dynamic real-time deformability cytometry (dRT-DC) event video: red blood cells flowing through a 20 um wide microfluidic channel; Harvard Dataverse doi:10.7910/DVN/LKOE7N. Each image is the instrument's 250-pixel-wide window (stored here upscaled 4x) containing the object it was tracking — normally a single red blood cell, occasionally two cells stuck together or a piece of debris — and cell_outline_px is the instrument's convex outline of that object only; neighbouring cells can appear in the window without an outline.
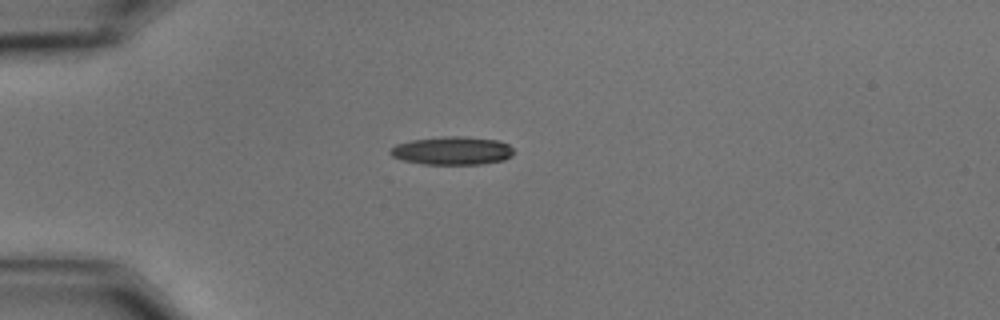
{"species": "common noctule bat (a hibernating species)", "species_latin": "Nyctalus noctula", "temperature_condition": "cold", "stored_images_in_passage": 35, "camera_frame_rate_fps": 3000, "um_per_image_px": 0.085, "animal": {"sex": "male", "body_mass_g": 15.6}, "frame": {"image": 1, "passage_image": 1, "time_ms": 0.0, "image_size_px": [1000, 320], "cell_outline_px": [[512, 156], [504, 160], [480, 164], [424, 164], [404, 160], [392, 156], [388, 152], [396, 144], [412, 140], [444, 136], [464, 136], [496, 140], [508, 144], [512, 148]], "centroid_in_image_um": [38.44, 12.8], "position_along_channel_um": 46.6, "area_um2": 20.17}}
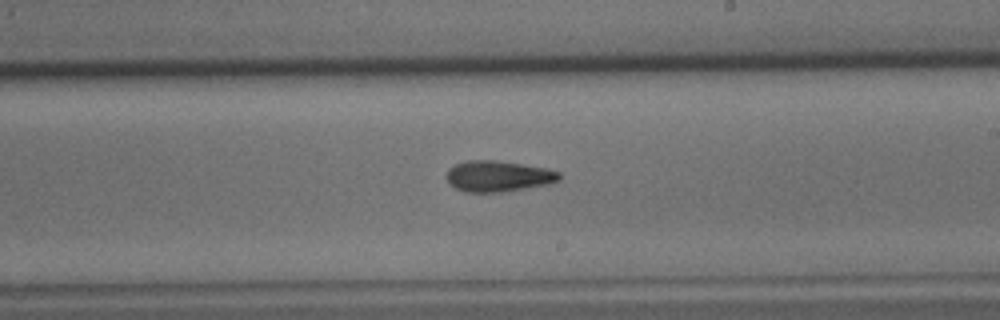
{"frame": {"image": 2, "passage_image": 20, "time_ms": 6.333, "image_size_px": [1000, 320], "cell_outline_px": [[560, 180], [548, 184], [500, 192], [464, 192], [448, 184], [444, 176], [448, 168], [456, 164], [468, 160], [496, 160], [544, 168], [560, 172]], "centroid_in_image_um": [42.27, 14.98], "position_along_channel_um": 246.7, "area_um2": 20.35}}
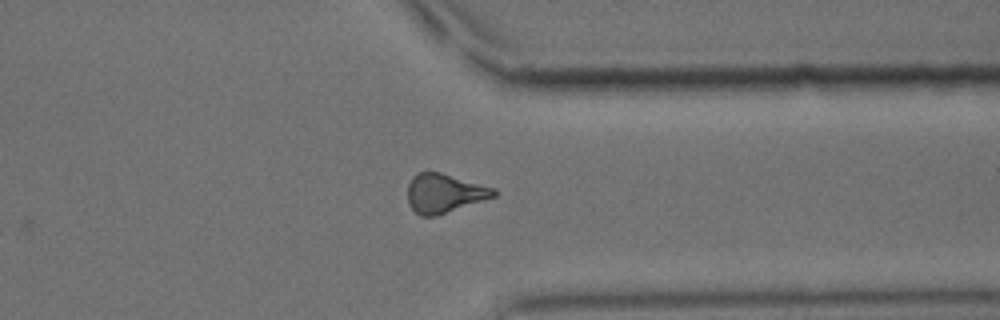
{"frame": {"image": 3, "passage_image": 31, "time_ms": 10.0, "image_size_px": [1000, 320], "cell_outline_px": [[496, 196], [436, 216], [420, 216], [408, 204], [408, 184], [412, 176], [416, 172], [440, 172], [496, 188]], "centroid_in_image_um": [37.76, 16.42], "position_along_channel_um": 373.6, "area_um2": 19.59}, "authors_computed_cell_mechanics": {"area_um2": 19.7098, "velocity_mm_per_s": 3.4928, "shape_relaxation_time_tau1_ms": null, "shape_relaxation_time_tau2_ms": 4.5406, "deformation_change_tau1": null, "deformation_change_tau2": 0.1445}}